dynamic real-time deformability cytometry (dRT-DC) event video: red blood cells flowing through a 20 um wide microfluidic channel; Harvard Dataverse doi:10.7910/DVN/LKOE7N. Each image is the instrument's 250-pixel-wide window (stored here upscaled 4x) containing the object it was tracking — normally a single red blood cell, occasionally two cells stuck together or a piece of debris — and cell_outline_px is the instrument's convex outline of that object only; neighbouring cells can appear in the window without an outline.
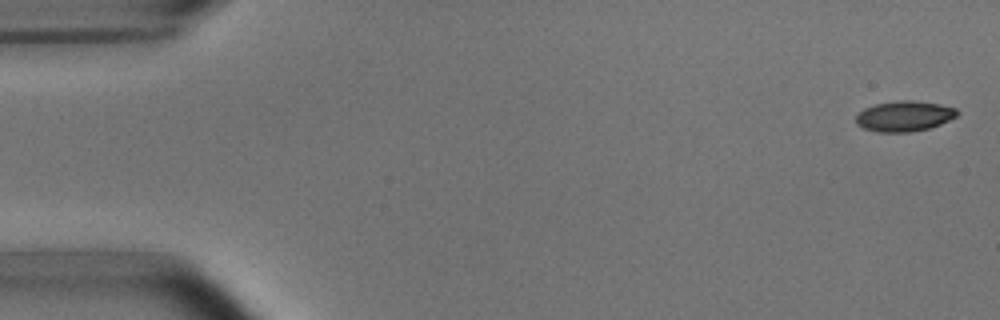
{"species": "common noctule bat (a hibernating species)", "species_latin": "Nyctalus noctula", "temperature_condition": "room temperature", "stored_images_in_passage": 6, "camera_frame_rate_fps": 3000, "um_per_image_px": 0.085, "animal": {"sex": "male", "body_mass_g": 15.6}, "frame": {"image": 1, "passage_image": 1, "time_ms": 0.0, "image_size_px": [1000, 320], "cell_outline_px": [[960, 112], [956, 116], [940, 124], [928, 128], [908, 132], [876, 132], [864, 128], [856, 124], [856, 116], [864, 108], [876, 104], [900, 100], [912, 100], [940, 104], [956, 108]], "centroid_in_image_um": [76.86, 9.87], "position_along_channel_um": 8.1, "area_um2": 17.86}}